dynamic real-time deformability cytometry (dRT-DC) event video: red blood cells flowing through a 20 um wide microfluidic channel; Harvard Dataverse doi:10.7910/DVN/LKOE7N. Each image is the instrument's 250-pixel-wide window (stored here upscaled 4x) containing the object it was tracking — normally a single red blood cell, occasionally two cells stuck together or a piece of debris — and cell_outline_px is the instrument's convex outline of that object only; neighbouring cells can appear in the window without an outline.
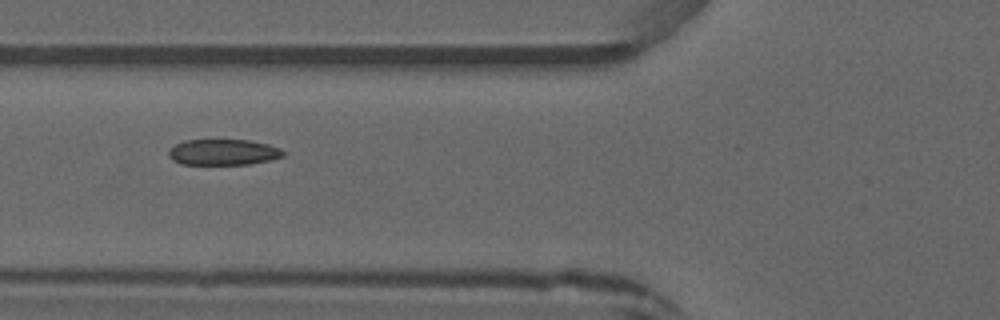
{"species": "common noctule bat (a hibernating species)", "species_latin": "Nyctalus noctula", "temperature_condition": "warm", "stored_images_in_passage": 4, "camera_frame_rate_fps": 3000, "um_per_image_px": 0.085, "animal": {"sex": "male", "forearm_length_mm": 52.5}, "frame": {"image": 1, "passage_image": 4, "time_ms": 5.0, "image_size_px": [1000, 320], "cell_outline_px": [[284, 156], [268, 160], [248, 164], [180, 164], [172, 160], [168, 156], [168, 152], [176, 144], [184, 140], [248, 140], [268, 144], [280, 148], [284, 152]], "centroid_in_image_um": [18.96, 12.93], "position_along_channel_um": 106.8, "area_um2": 17.17}}